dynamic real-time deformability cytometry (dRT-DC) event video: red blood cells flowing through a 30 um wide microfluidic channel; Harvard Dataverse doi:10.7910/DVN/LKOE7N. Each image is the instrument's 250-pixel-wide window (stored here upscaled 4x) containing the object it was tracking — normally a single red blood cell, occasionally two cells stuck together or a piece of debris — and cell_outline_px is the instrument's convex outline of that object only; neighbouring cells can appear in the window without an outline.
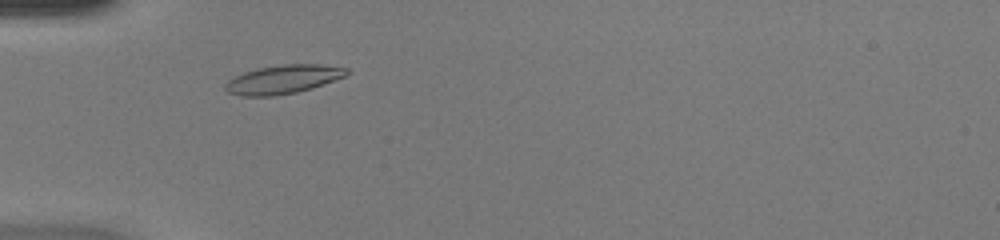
{"species": "common noctule bat (a hibernating species)", "species_latin": "Nyctalus noctula", "temperature_condition": "warm", "stored_images_in_passage": 38, "camera_frame_rate_fps": 3000, "um_per_image_px": 0.085, "animal": {"sex": "female", "body_mass_g": 20.0, "forearm_length_mm": 54.0}, "frame": {"image": 1, "passage_image": 6, "time_ms": 1.667, "image_size_px": [1000, 240], "cell_outline_px": [[352, 72], [344, 76], [312, 88], [296, 92], [272, 96], [240, 96], [228, 92], [224, 88], [224, 84], [228, 80], [244, 72], [256, 68], [284, 64], [320, 64], [348, 68]], "centroid_in_image_um": [24.06, 6.74], "position_along_channel_um": 60.9, "area_um2": 20.29}}
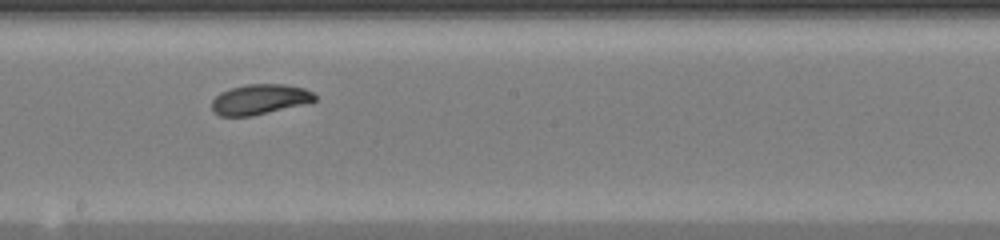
{"frame": {"image": 2, "passage_image": 18, "time_ms": 5.667, "image_size_px": [1000, 240], "cell_outline_px": [[316, 100], [304, 104], [252, 116], [220, 116], [212, 112], [212, 100], [220, 92], [232, 88], [248, 84], [284, 84], [304, 88], [312, 92], [316, 96]], "centroid_in_image_um": [22.06, 8.45], "position_along_channel_um": 226.1, "area_um2": 18.09}}
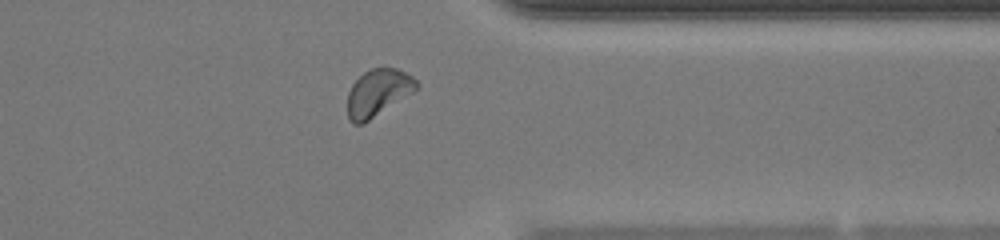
{"frame": {"image": 3, "passage_image": 29, "time_ms": 9.333, "image_size_px": [1000, 240], "cell_outline_px": [[420, 84], [412, 92], [364, 124], [352, 124], [348, 116], [348, 92], [352, 84], [364, 72], [372, 68], [396, 68], [412, 76]], "centroid_in_image_um": [32.11, 7.89], "position_along_channel_um": 379.3, "area_um2": 18.67}, "authors_computed_cell_mechanics": {"area_um2": 18.6116, "velocity_mm_per_s": 4.2854, "shape_relaxation_time_tau1_ms": 4.4981, "shape_relaxation_time_tau2_ms": null, "deformation_change_tau1": 0.14, "deformation_change_tau2": null}}